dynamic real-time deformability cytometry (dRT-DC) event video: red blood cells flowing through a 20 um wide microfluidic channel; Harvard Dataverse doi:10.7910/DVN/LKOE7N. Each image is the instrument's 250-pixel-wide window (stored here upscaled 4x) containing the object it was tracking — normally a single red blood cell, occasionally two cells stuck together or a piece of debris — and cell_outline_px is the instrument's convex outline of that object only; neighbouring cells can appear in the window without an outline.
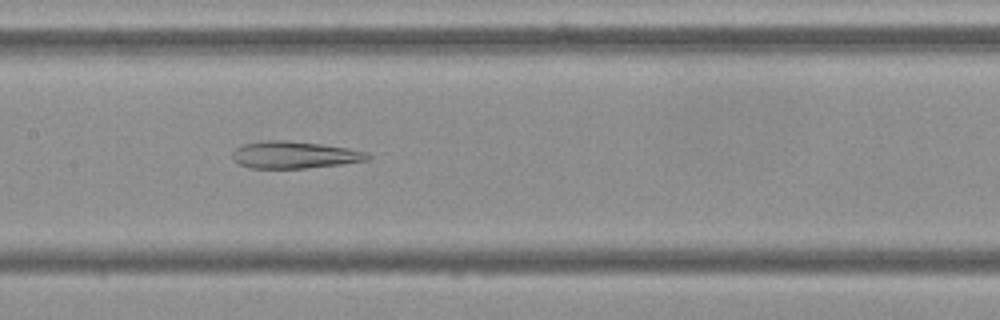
{"species": "Egyptian fruit bat (a non-hibernating species)", "species_latin": "Rousettus aegyptiacus", "temperature_condition": "cold", "stored_images_in_passage": 42, "camera_frame_rate_fps": 3000, "um_per_image_px": 0.085, "frame": {"image": 1, "passage_image": 14, "time_ms": 4.333, "image_size_px": [1000, 320], "cell_outline_px": [[372, 156], [368, 160], [340, 164], [308, 168], [248, 168], [240, 164], [232, 156], [232, 152], [236, 148], [244, 144], [264, 140], [288, 140], [320, 144], [348, 148], [368, 152]], "centroid_in_image_um": [25.04, 13.16], "position_along_channel_um": 182.4, "area_um2": 21.33}}
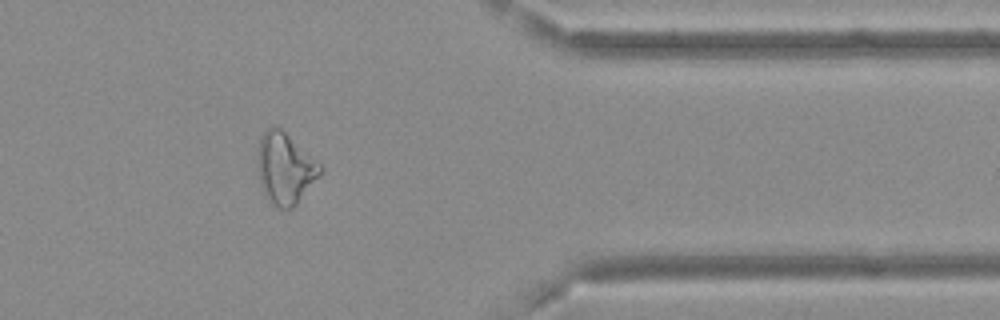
{"frame": {"image": 2, "passage_image": 32, "time_ms": 10.333, "image_size_px": [1000, 320], "cell_outline_px": [[324, 168], [296, 204], [292, 208], [280, 208], [272, 204], [268, 200], [260, 184], [260, 136], [268, 128], [276, 124], [320, 164]], "centroid_in_image_um": [24.24, 14.31], "position_along_channel_um": 387.2, "area_um2": 24.97}}
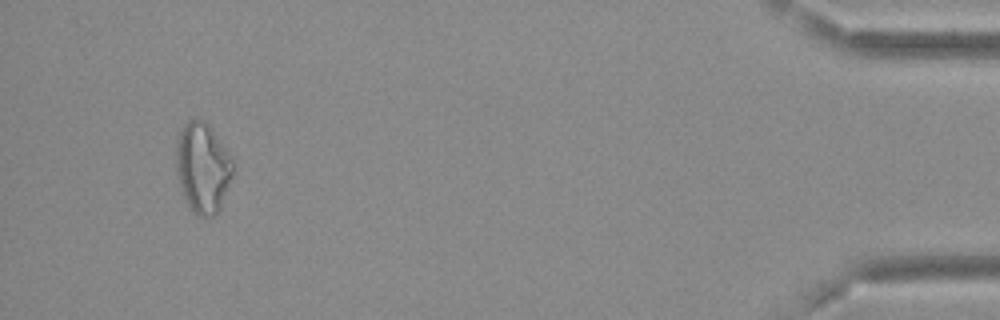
{"frame": {"image": 3, "passage_image": 39, "time_ms": 12.667, "image_size_px": [1000, 320], "cell_outline_px": [[232, 176], [220, 208], [208, 220], [196, 216], [192, 212], [184, 196], [176, 168], [176, 144], [180, 132], [184, 124], [188, 120], [204, 120], [212, 128], [228, 152], [232, 160]], "centroid_in_image_um": [17.23, 14.28], "position_along_channel_um": 418.0, "area_um2": 29.65}}